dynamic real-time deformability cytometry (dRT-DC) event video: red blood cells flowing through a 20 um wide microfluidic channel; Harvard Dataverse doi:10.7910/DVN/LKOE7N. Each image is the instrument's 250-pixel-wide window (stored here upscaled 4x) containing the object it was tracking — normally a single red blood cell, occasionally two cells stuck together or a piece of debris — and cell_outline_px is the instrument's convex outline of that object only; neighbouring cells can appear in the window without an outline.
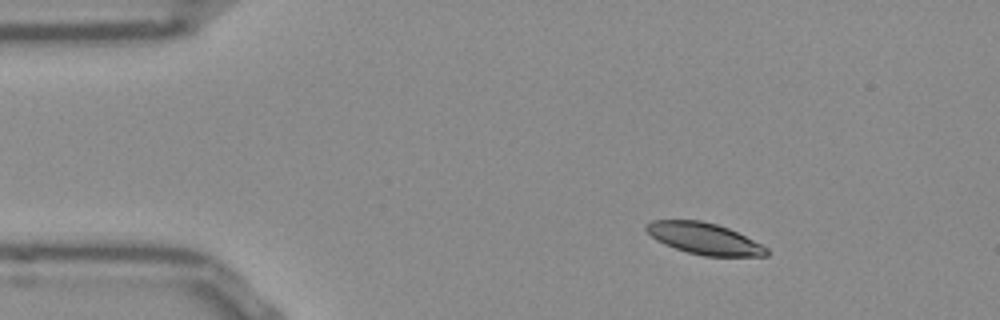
{"species": "Egyptian fruit bat (a non-hibernating species)", "species_latin": "Rousettus aegyptiacus", "temperature_condition": "room temperature", "stored_images_in_passage": 46, "camera_frame_rate_fps": 3000, "um_per_image_px": 0.085, "frame": {"image": 1, "passage_image": 1, "time_ms": 0.0, "image_size_px": [1000, 320], "cell_outline_px": [[768, 256], [704, 256], [688, 252], [664, 244], [656, 240], [644, 228], [652, 220], [700, 220], [716, 224], [728, 228], [768, 248]], "centroid_in_image_um": [59.85, 20.28], "position_along_channel_um": 25.2, "area_um2": 21.73}}
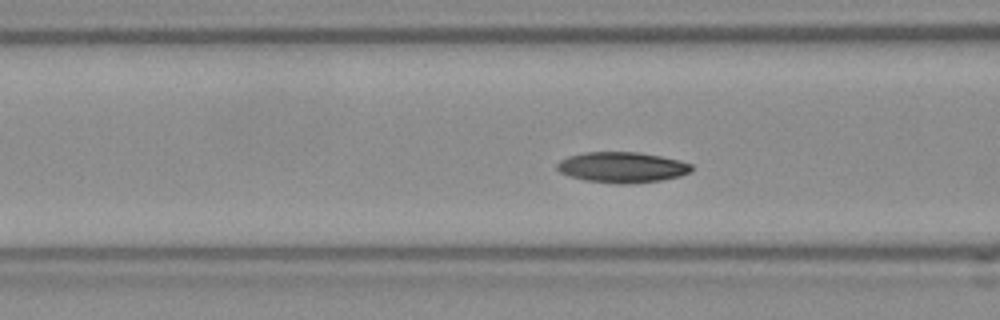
{"frame": {"image": 2, "passage_image": 13, "time_ms": 4.0, "image_size_px": [1000, 320], "cell_outline_px": [[692, 172], [680, 176], [660, 180], [624, 184], [616, 184], [584, 180], [568, 176], [560, 172], [556, 168], [556, 164], [560, 160], [568, 156], [584, 152], [636, 152], [660, 156], [680, 160], [692, 164]], "centroid_in_image_um": [52.86, 14.22], "position_along_channel_um": 113.7, "area_um2": 24.1}}
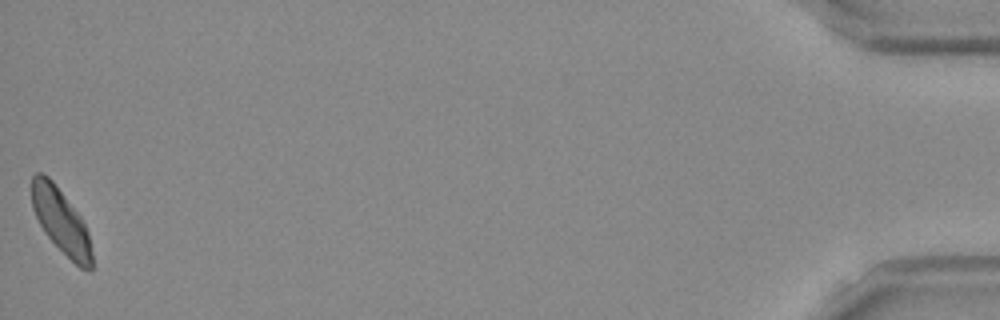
{"frame": {"image": 3, "passage_image": 46, "time_ms": 15.0, "image_size_px": [1000, 320], "cell_outline_px": [[92, 268], [80, 268], [44, 232], [32, 208], [32, 176], [36, 172], [40, 172], [48, 176], [52, 180], [80, 216], [88, 232], [92, 252]], "centroid_in_image_um": [5.17, 18.75], "position_along_channel_um": 430.0, "area_um2": 22.14}, "authors_computed_cell_mechanics": {"area_um2": 23.1489, "velocity_mm_per_s": 3.7969, "shape_relaxation_time_tau1_ms": 2.2314, "shape_relaxation_time_tau2_ms": 6.8286, "deformation_change_tau1": 0.0862, "deformation_change_tau2": 0.1215}}